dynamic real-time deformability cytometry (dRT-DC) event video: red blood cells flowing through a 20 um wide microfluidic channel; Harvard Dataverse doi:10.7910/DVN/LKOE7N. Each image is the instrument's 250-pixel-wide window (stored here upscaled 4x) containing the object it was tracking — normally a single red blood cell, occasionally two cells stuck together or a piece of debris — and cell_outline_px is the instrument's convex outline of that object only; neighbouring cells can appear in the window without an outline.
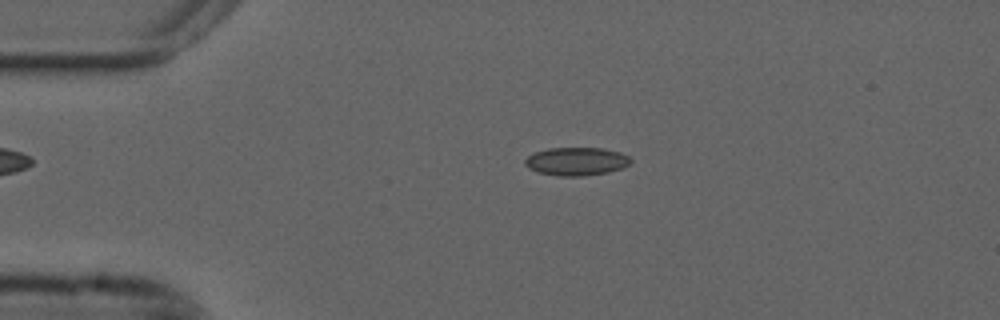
{"species": "common noctule bat (a hibernating species)", "species_latin": "Nyctalus noctula", "temperature_condition": "cold", "stored_images_in_passage": 46, "camera_frame_rate_fps": 3000, "um_per_image_px": 0.085, "animal": {"sex": "male", "forearm_length_mm": 52.5}, "frame": {"image": 1, "passage_image": 3, "time_ms": 0.667, "image_size_px": [1000, 320], "cell_outline_px": [[632, 160], [624, 168], [608, 172], [584, 176], [560, 176], [540, 172], [528, 168], [524, 164], [524, 160], [528, 156], [536, 152], [548, 148], [604, 148], [620, 152], [628, 156]], "centroid_in_image_um": [49.01, 13.71], "position_along_channel_um": 36.0, "area_um2": 17.34}}
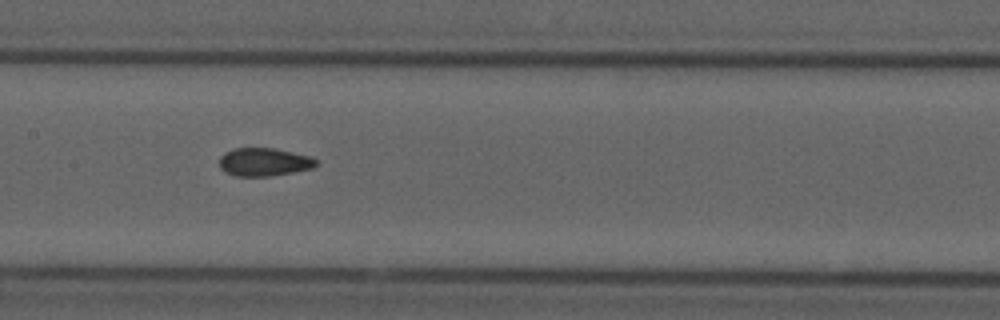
{"frame": {"image": 2, "passage_image": 18, "time_ms": 5.667, "image_size_px": [1000, 320], "cell_outline_px": [[320, 164], [312, 168], [292, 172], [268, 176], [236, 176], [224, 172], [220, 168], [220, 156], [224, 152], [232, 148], [272, 148], [308, 156], [316, 160]], "centroid_in_image_um": [22.4, 13.77], "position_along_channel_um": 185.0, "area_um2": 15.78}}
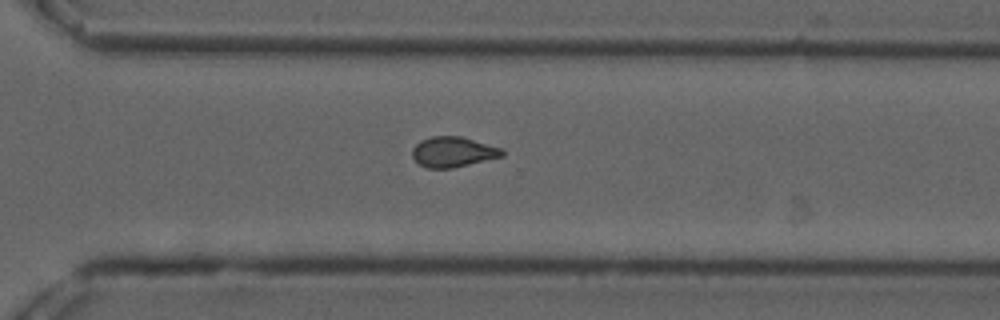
{"frame": {"image": 3, "passage_image": 30, "time_ms": 9.667, "image_size_px": [1000, 320], "cell_outline_px": [[504, 156], [452, 168], [428, 168], [420, 164], [412, 156], [412, 148], [420, 140], [432, 136], [460, 136], [504, 148]], "centroid_in_image_um": [38.53, 12.9], "position_along_channel_um": 332.1, "area_um2": 15.9}, "authors_computed_cell_mechanics": {"area_um2": 16.0684, "velocity_mm_per_s": 3.7038, "shape_relaxation_time_tau1_ms": null, "shape_relaxation_time_tau2_ms": 1.3599, "deformation_change_tau1": null, "deformation_change_tau2": 0.0714}}